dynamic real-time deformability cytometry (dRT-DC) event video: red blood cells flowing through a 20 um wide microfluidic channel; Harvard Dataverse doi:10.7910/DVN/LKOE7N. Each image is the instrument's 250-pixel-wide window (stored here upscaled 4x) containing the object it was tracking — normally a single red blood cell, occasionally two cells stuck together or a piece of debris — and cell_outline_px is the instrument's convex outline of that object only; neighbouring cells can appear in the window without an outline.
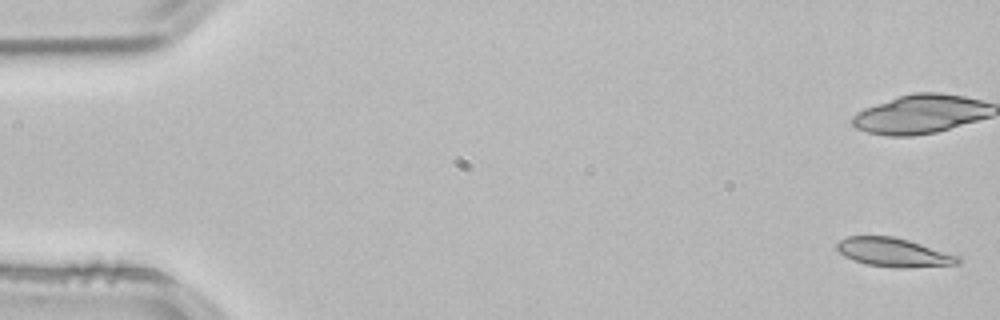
{"species": "common noctule bat (a hibernating species)", "species_latin": "Nyctalus noctula", "temperature_condition": "room temperature", "stored_images_in_passage": 20, "camera_frame_rate_fps": 3000, "um_per_image_px": 0.085, "animal": {"sex": "male", "body_mass_g": 21.5, "forearm_length_mm": 52.0}, "frame": {"image": 1, "passage_image": 1, "time_ms": 0.0, "image_size_px": [1000, 320], "cell_outline_px": [[964, 260], [960, 264], [904, 268], [896, 268], [864, 264], [844, 256], [836, 248], [836, 244], [840, 240], [848, 236], [892, 236], [908, 240], [960, 256]], "centroid_in_image_um": [75.99, 21.46], "position_along_channel_um": 9.0, "area_um2": 20.4}}